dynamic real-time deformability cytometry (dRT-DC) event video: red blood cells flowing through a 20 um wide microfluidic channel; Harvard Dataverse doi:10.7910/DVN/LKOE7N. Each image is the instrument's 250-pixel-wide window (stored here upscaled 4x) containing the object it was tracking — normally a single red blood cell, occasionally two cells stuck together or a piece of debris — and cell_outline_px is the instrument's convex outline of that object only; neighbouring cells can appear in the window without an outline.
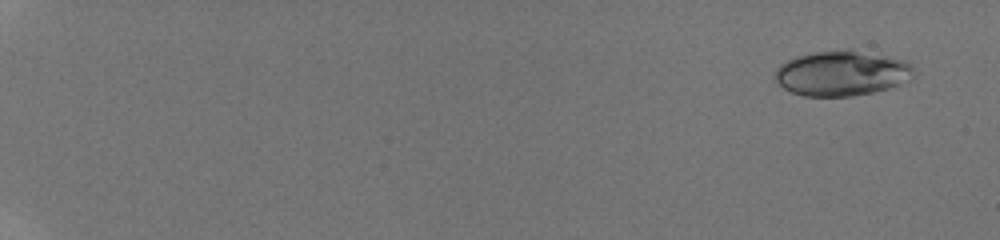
{"species": "human", "species_latin": "Homo sapiens", "temperature_condition": "room temperature", "stored_images_in_passage": 26, "camera_frame_rate_fps": 3000, "um_per_image_px": 0.085, "donor": {"sex": "male"}, "frame": {"image": 1, "passage_image": 1, "time_ms": 0.0, "image_size_px": [1000, 240], "cell_outline_px": [[916, 76], [888, 88], [872, 92], [852, 96], [804, 96], [792, 92], [784, 88], [776, 80], [776, 68], [780, 64], [796, 56], [812, 52], [852, 48], [904, 60], [916, 72]], "centroid_in_image_um": [71.55, 6.2], "position_along_channel_um": 13.4, "area_um2": 36.53}}
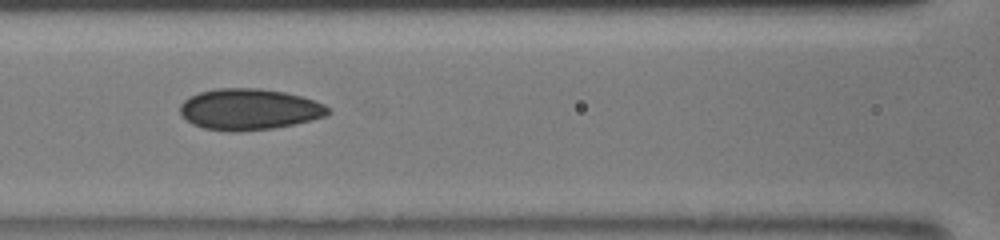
{"frame": {"image": 2, "passage_image": 23, "time_ms": 8.333, "image_size_px": [1000, 240], "cell_outline_px": [[332, 112], [324, 116], [312, 120], [272, 128], [236, 132], [232, 132], [204, 128], [192, 124], [180, 112], [180, 104], [188, 96], [200, 92], [216, 88], [260, 88], [284, 92], [300, 96], [324, 104]], "centroid_in_image_um": [21.16, 9.29], "position_along_channel_um": 145.4, "area_um2": 35.37}}
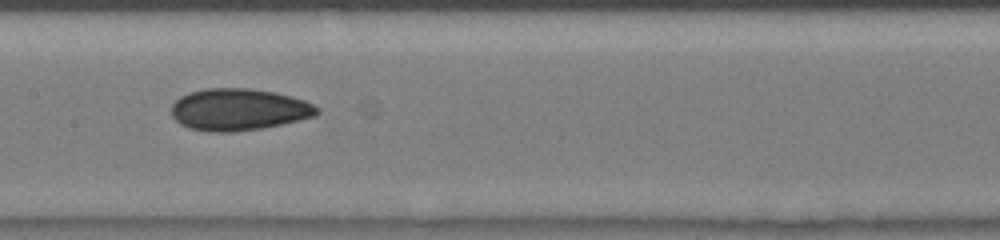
{"frame": {"image": 3, "passage_image": 25, "time_ms": 9.333, "image_size_px": [1000, 240], "cell_outline_px": [[320, 112], [316, 116], [280, 124], [260, 128], [232, 132], [208, 132], [188, 128], [180, 124], [172, 116], [172, 104], [180, 96], [188, 92], [204, 88], [248, 88], [276, 92], [292, 96], [304, 100], [320, 108]], "centroid_in_image_um": [20.28, 9.3], "position_along_channel_um": 187.1, "area_um2": 35.72}}